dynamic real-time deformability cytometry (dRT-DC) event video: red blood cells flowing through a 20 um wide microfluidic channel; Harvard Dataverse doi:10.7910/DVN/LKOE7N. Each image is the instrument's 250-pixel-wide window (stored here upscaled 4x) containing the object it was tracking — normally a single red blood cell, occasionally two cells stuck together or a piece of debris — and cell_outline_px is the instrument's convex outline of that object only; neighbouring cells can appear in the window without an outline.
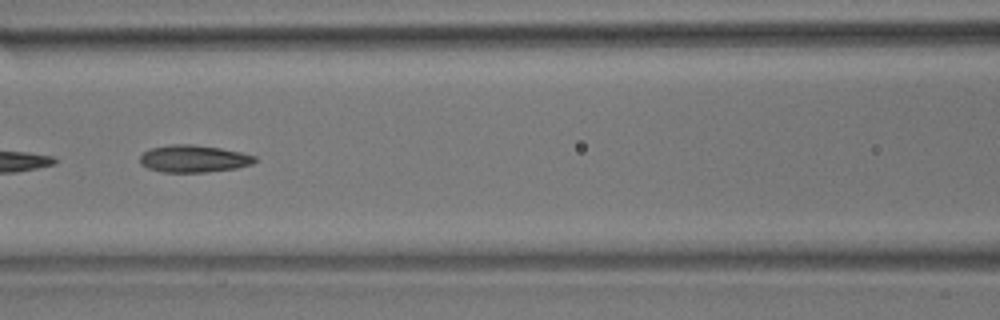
{"species": "common noctule bat (a hibernating species)", "species_latin": "Nyctalus noctula", "temperature_condition": "room temperature", "stored_images_in_passage": 8, "camera_frame_rate_fps": 3000, "um_per_image_px": 0.085, "animal": {"sex": "male", "body_mass_g": 17.9}, "frame": {"image": 1, "passage_image": 6, "time_ms": 6.0, "image_size_px": [1000, 320], "cell_outline_px": [[256, 160], [252, 164], [236, 168], [204, 172], [164, 172], [148, 168], [140, 164], [140, 156], [144, 152], [152, 148], [172, 144], [192, 144], [220, 148], [240, 152], [256, 156]], "centroid_in_image_um": [16.46, 13.49], "position_along_channel_um": 150.1, "area_um2": 18.09}}
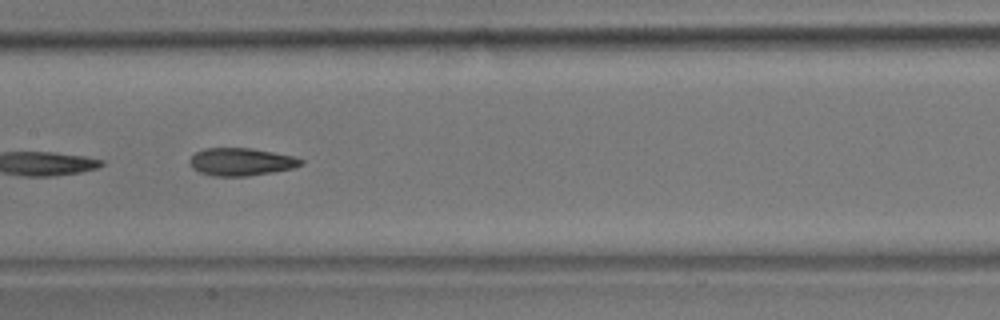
{"frame": {"image": 2, "passage_image": 7, "time_ms": 7.0, "image_size_px": [1000, 320], "cell_outline_px": [[304, 164], [292, 168], [272, 172], [248, 176], [212, 176], [200, 172], [192, 168], [188, 164], [188, 160], [196, 152], [204, 148], [252, 148], [296, 156], [304, 160]], "centroid_in_image_um": [20.5, 13.75], "position_along_channel_um": 186.9, "area_um2": 18.15}}